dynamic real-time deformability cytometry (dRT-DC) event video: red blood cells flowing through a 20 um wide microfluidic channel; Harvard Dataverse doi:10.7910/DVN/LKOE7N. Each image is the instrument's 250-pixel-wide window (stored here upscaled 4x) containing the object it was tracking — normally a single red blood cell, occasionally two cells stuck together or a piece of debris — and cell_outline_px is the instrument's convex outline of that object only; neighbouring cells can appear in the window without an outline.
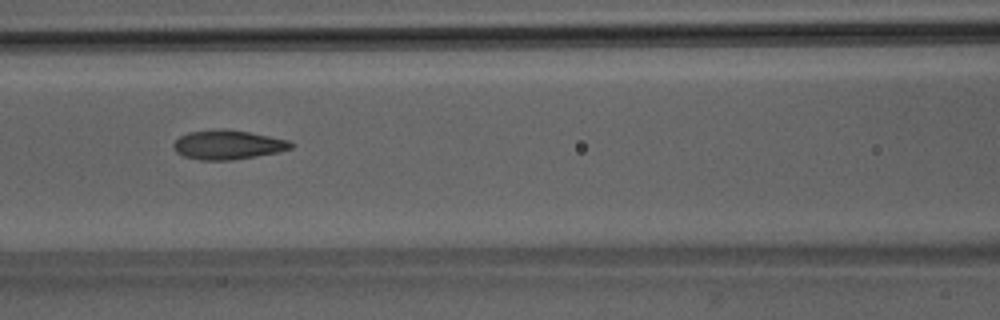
{"species": "Egyptian fruit bat (a non-hibernating species)", "species_latin": "Rousettus aegyptiacus", "temperature_condition": "room temperature", "stored_images_in_passage": 7, "camera_frame_rate_fps": 3000, "um_per_image_px": 0.085, "animal": {"sex": "male"}, "frame": {"image": 1, "passage_image": 5, "time_ms": 4.333, "image_size_px": [1000, 320], "cell_outline_px": [[296, 144], [292, 148], [276, 152], [256, 156], [232, 160], [200, 160], [184, 156], [176, 152], [172, 148], [172, 144], [180, 136], [188, 132], [220, 128], [224, 128], [248, 132], [288, 140]], "centroid_in_image_um": [19.34, 12.3], "position_along_channel_um": 147.3, "area_um2": 20.06}}